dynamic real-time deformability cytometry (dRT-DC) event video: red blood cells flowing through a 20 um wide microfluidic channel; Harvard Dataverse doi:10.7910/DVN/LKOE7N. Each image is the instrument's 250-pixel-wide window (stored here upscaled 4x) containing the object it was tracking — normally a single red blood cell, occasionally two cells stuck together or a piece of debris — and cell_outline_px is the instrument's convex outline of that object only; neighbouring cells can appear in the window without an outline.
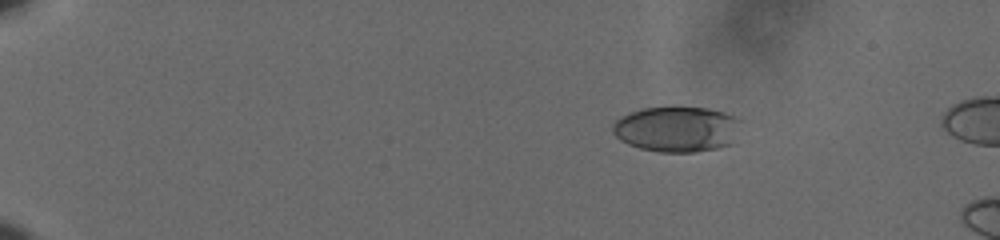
{"species": "human", "species_latin": "Homo sapiens", "temperature_condition": "cold", "stored_images_in_passage": 32, "camera_frame_rate_fps": 3000, "um_per_image_px": 0.085, "donor": {"sex": "male"}, "frame": {"image": 1, "passage_image": 1, "time_ms": 0.0, "image_size_px": [1000, 240], "cell_outline_px": [[740, 120], [732, 144], [716, 148], [696, 152], [660, 152], [640, 148], [628, 144], [620, 140], [612, 132], [612, 124], [616, 120], [640, 108], [708, 108], [740, 116]], "centroid_in_image_um": [57.54, 10.98], "position_along_channel_um": 27.5, "area_um2": 33.87}}
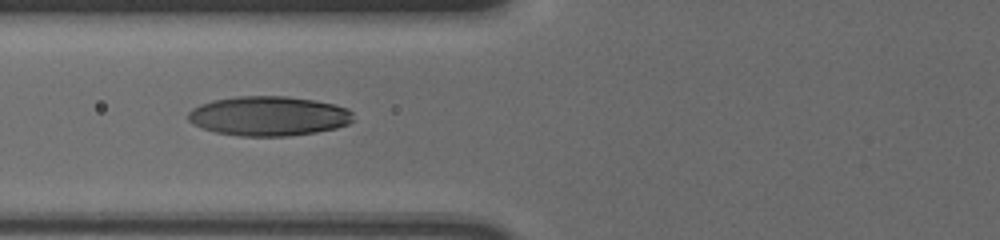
{"frame": {"image": 2, "passage_image": 17, "time_ms": 5.333, "image_size_px": [1000, 240], "cell_outline_px": [[352, 120], [348, 124], [336, 128], [316, 132], [288, 136], [240, 136], [216, 132], [200, 128], [192, 124], [188, 120], [188, 112], [192, 108], [200, 104], [212, 100], [236, 96], [288, 96], [316, 100], [348, 108], [352, 112]], "centroid_in_image_um": [22.81, 9.86], "position_along_channel_um": 103.0, "area_um2": 38.32}}
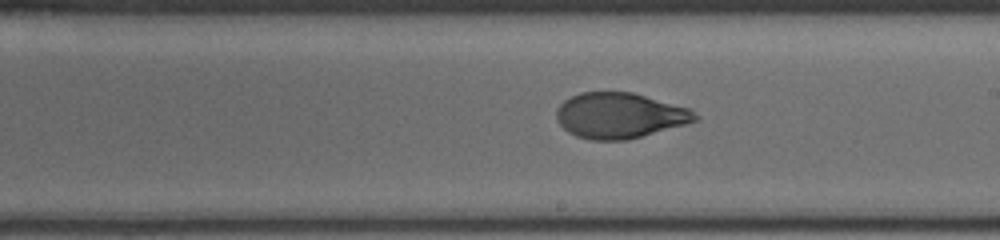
{"frame": {"image": 3, "passage_image": 28, "time_ms": 9.0, "image_size_px": [1000, 240], "cell_outline_px": [[700, 116], [696, 120], [684, 124], [628, 140], [592, 140], [576, 136], [568, 132], [560, 124], [556, 116], [556, 108], [564, 100], [580, 92], [632, 92], [692, 108]], "centroid_in_image_um": [52.68, 9.81], "position_along_channel_um": 236.3, "area_um2": 36.88}}